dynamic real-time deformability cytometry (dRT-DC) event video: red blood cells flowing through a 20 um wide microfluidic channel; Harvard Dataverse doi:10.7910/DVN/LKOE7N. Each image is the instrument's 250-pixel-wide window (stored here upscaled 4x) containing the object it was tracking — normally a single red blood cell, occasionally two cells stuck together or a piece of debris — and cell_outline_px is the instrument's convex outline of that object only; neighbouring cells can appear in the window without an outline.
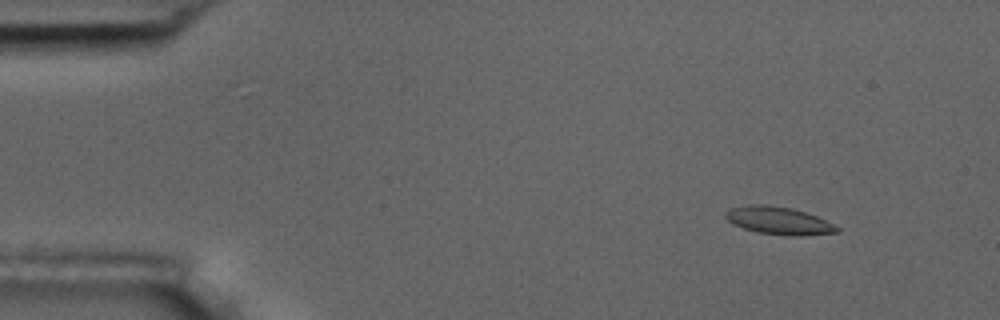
{"species": "common noctule bat (a hibernating species)", "species_latin": "Nyctalus noctula", "temperature_condition": "room temperature", "stored_images_in_passage": 6, "camera_frame_rate_fps": 3000, "um_per_image_px": 0.085, "animal": {"sex": "male", "body_mass_g": 17.5, "forearm_length_mm": 52.3}, "frame": {"image": 1, "passage_image": 2, "time_ms": 1.0, "image_size_px": [1000, 320], "cell_outline_px": [[840, 232], [800, 236], [788, 236], [756, 232], [732, 224], [724, 216], [724, 212], [732, 208], [748, 204], [764, 204], [792, 208], [816, 216], [840, 228]], "centroid_in_image_um": [66.16, 18.76], "position_along_channel_um": 18.8, "area_um2": 17.98}}
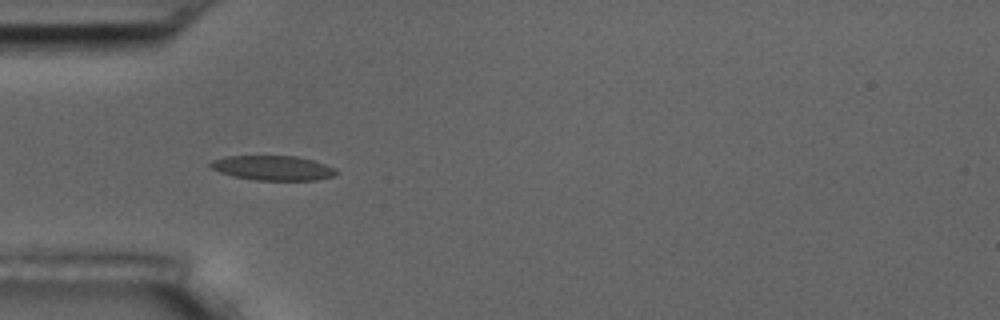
{"frame": {"image": 2, "passage_image": 5, "time_ms": 4.667, "image_size_px": [1000, 320], "cell_outline_px": [[336, 172], [332, 176], [316, 180], [256, 180], [232, 176], [220, 172], [212, 168], [208, 164], [212, 160], [224, 156], [296, 156], [312, 160], [336, 168]], "centroid_in_image_um": [23.15, 14.27], "position_along_channel_um": 61.8, "area_um2": 17.98}}